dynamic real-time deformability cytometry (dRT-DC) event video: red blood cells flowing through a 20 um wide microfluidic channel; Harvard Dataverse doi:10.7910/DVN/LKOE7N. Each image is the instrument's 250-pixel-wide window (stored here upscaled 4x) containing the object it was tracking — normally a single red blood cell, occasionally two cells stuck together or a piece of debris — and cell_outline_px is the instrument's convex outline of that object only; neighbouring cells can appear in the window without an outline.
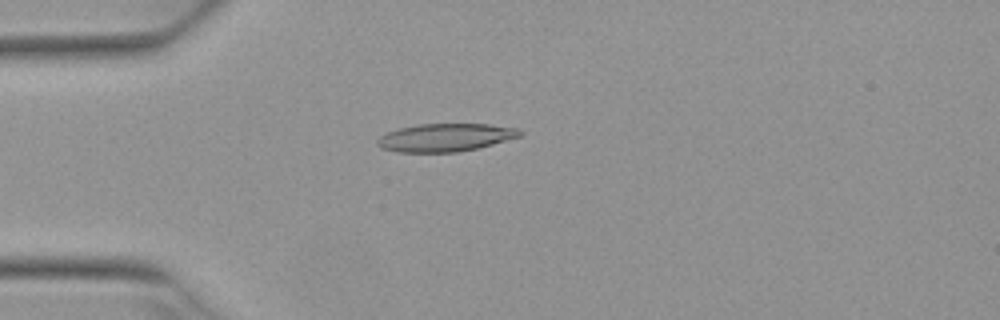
{"species": "Egyptian fruit bat (a non-hibernating species)", "species_latin": "Rousettus aegyptiacus", "temperature_condition": "warm", "stored_images_in_passage": 4, "camera_frame_rate_fps": 3000, "um_per_image_px": 0.085, "animal": {"sex": "female"}, "frame": {"image": 1, "passage_image": 4, "time_ms": 1.0, "image_size_px": [1000, 320], "cell_outline_px": [[524, 132], [520, 136], [492, 144], [476, 148], [456, 152], [396, 152], [380, 148], [376, 144], [376, 140], [380, 136], [388, 132], [400, 128], [416, 124], [488, 124], [516, 128]], "centroid_in_image_um": [37.81, 11.69], "position_along_channel_um": 47.2, "area_um2": 23.12}}